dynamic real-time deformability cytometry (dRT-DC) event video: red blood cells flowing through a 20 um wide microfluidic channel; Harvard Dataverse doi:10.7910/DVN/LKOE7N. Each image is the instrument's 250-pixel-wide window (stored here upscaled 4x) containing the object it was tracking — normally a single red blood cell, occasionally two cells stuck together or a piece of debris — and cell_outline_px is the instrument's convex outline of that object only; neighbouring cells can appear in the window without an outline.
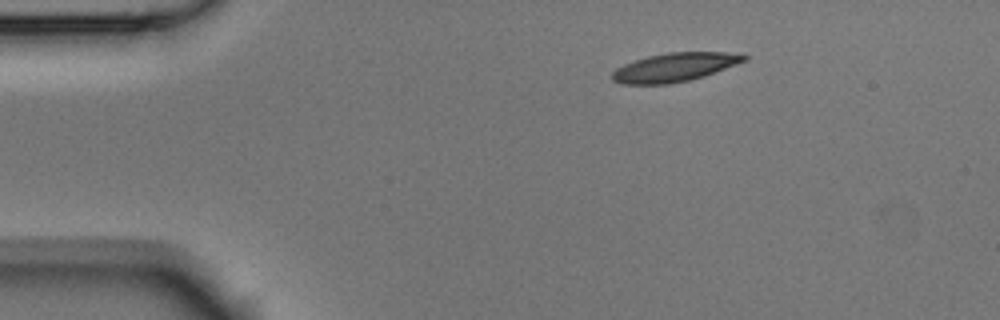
{"species": "Egyptian fruit bat (a non-hibernating species)", "species_latin": "Rousettus aegyptiacus", "temperature_condition": "room temperature", "stored_images_in_passage": 3, "camera_frame_rate_fps": 3000, "um_per_image_px": 0.085, "animal": {"sex": "male"}, "frame": {"image": 1, "passage_image": 1, "time_ms": 0.0, "image_size_px": [1000, 320], "cell_outline_px": [[748, 60], [704, 76], [688, 80], [668, 84], [620, 84], [612, 80], [612, 72], [616, 68], [624, 64], [648, 56], [668, 52], [744, 52], [748, 56]], "centroid_in_image_um": [57.39, 5.7], "position_along_channel_um": 27.6, "area_um2": 22.2}}
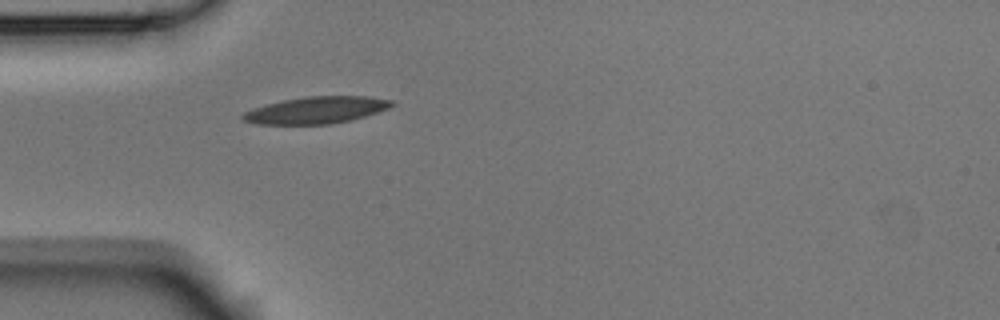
{"frame": {"image": 2, "passage_image": 3, "time_ms": 0.667, "image_size_px": [1000, 320], "cell_outline_px": [[396, 104], [388, 108], [352, 120], [332, 124], [256, 124], [244, 120], [240, 116], [244, 112], [252, 108], [284, 100], [304, 96], [368, 96], [392, 100]], "centroid_in_image_um": [26.89, 9.35], "position_along_channel_um": 58.1, "area_um2": 23.29}}